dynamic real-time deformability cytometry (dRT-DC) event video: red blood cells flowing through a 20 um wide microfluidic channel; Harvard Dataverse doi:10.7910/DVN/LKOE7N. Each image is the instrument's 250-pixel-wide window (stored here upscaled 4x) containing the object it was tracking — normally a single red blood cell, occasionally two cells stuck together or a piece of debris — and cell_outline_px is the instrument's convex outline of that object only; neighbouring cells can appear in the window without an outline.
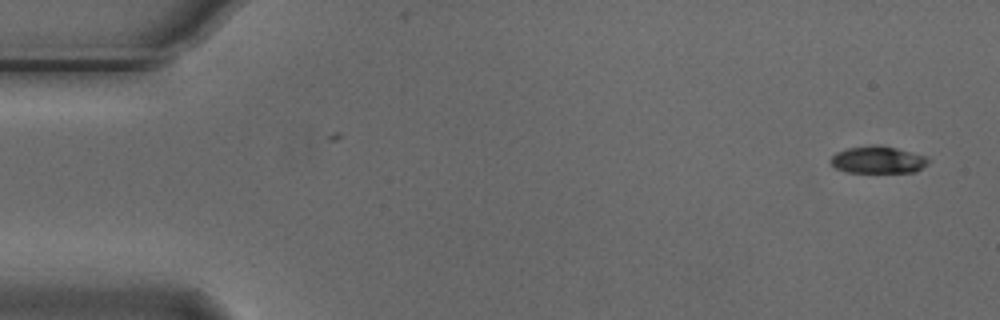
{"species": "Egyptian fruit bat (a non-hibernating species)", "species_latin": "Rousettus aegyptiacus", "temperature_condition": "cold", "stored_images_in_passage": 2, "camera_frame_rate_fps": 3000, "um_per_image_px": 0.085, "animal": {"sex": "male"}, "frame": {"image": 1, "passage_image": 2, "time_ms": 0.333, "image_size_px": [1000, 320], "cell_outline_px": [[932, 160], [928, 164], [916, 172], [848, 172], [836, 168], [828, 160], [836, 152], [848, 148], [872, 144], [876, 144], [896, 148], [924, 156]], "centroid_in_image_um": [74.62, 13.58], "position_along_channel_um": 10.4, "area_um2": 15.49}}